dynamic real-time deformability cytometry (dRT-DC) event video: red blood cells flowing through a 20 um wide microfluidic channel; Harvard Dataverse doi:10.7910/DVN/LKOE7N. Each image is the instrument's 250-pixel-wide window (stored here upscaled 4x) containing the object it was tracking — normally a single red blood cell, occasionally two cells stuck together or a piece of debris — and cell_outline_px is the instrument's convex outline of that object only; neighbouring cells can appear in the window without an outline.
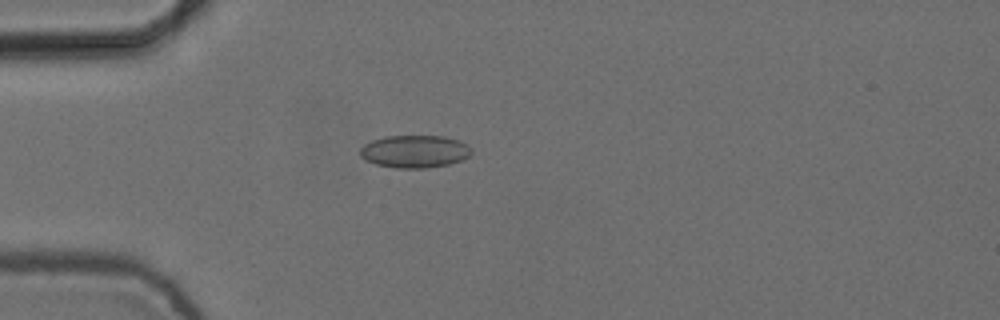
{"species": "common noctule bat (a hibernating species)", "species_latin": "Nyctalus noctula", "temperature_condition": "cold", "stored_images_in_passage": 4, "camera_frame_rate_fps": 3000, "um_per_image_px": 0.085, "animal": {"sex": "female", "body_mass_g": 24.6, "forearm_length_mm": 56.2}, "frame": {"image": 1, "passage_image": 3, "time_ms": 0.667, "image_size_px": [1000, 320], "cell_outline_px": [[472, 152], [468, 156], [460, 160], [448, 164], [424, 168], [396, 168], [376, 164], [364, 160], [360, 156], [360, 148], [364, 144], [372, 140], [384, 136], [444, 136], [460, 140], [472, 148]], "centroid_in_image_um": [35.23, 12.86], "position_along_channel_um": 49.8, "area_um2": 21.21}}